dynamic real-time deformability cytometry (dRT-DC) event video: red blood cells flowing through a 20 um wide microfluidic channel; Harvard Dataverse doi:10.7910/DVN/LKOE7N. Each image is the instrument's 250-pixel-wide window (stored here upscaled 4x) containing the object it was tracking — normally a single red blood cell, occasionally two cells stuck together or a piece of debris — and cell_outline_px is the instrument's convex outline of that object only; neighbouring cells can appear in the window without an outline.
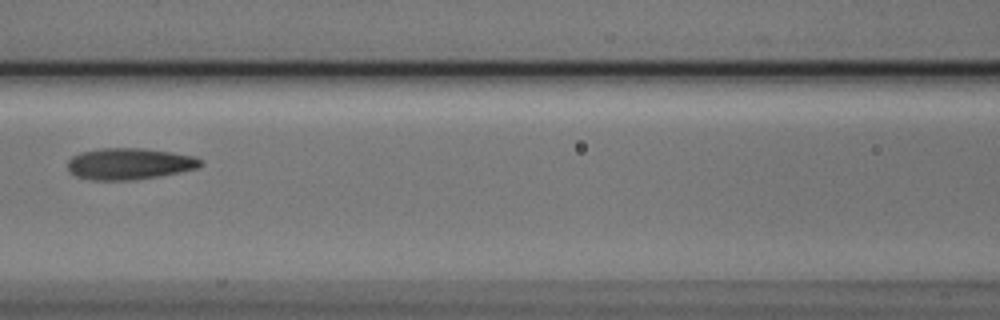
{"species": "Egyptian fruit bat (a non-hibernating species)", "species_latin": "Rousettus aegyptiacus", "temperature_condition": "cold", "stored_images_in_passage": 7, "camera_frame_rate_fps": 3000, "um_per_image_px": 0.085, "animal": {"sex": "male"}, "frame": {"image": 1, "passage_image": 6, "time_ms": 1.667, "image_size_px": [1000, 320], "cell_outline_px": [[204, 164], [196, 168], [156, 176], [132, 180], [92, 180], [76, 176], [68, 172], [68, 160], [72, 156], [80, 152], [100, 148], [144, 148], [172, 152], [196, 156], [204, 160]], "centroid_in_image_um": [10.98, 13.91], "position_along_channel_um": 155.6, "area_um2": 24.45}}
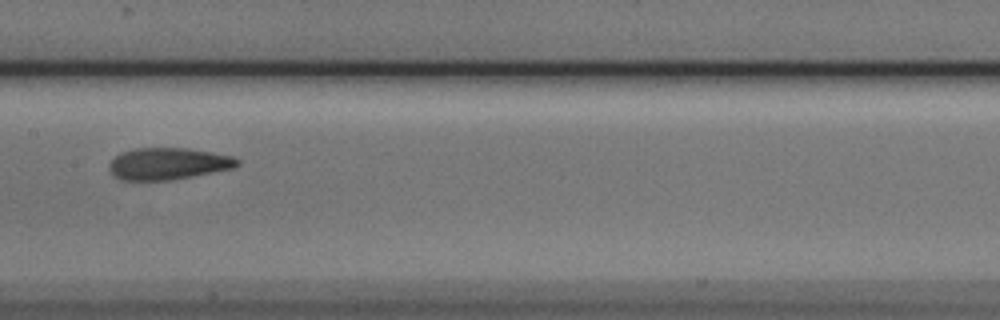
{"frame": {"image": 2, "passage_image": 7, "time_ms": 2.0, "image_size_px": [1000, 320], "cell_outline_px": [[240, 164], [232, 168], [212, 172], [168, 180], [120, 180], [112, 176], [108, 168], [108, 164], [120, 152], [136, 148], [188, 148], [236, 156], [240, 160]], "centroid_in_image_um": [14.27, 13.9], "position_along_channel_um": 193.1, "area_um2": 23.87}}